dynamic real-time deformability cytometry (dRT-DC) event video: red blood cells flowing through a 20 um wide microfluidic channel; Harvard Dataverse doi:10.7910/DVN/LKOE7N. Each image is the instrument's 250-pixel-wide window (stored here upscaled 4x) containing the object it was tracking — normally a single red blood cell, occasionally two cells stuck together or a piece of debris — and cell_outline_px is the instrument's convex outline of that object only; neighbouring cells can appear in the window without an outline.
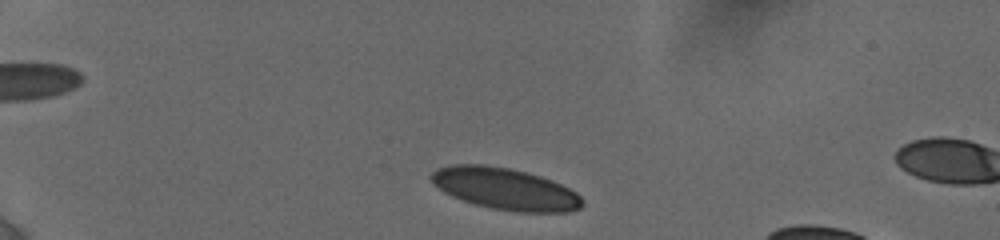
{"species": "human", "species_latin": "Homo sapiens", "temperature_condition": "cold", "stored_images_in_passage": 3, "camera_frame_rate_fps": 3000, "um_per_image_px": 0.085, "donor": {"sex": "female"}, "frame": {"image": 1, "passage_image": 1, "time_ms": 0.0, "image_size_px": [1000, 240], "cell_outline_px": [[584, 204], [580, 208], [568, 212], [516, 212], [492, 208], [476, 204], [452, 196], [444, 192], [432, 184], [428, 180], [428, 176], [436, 168], [452, 164], [488, 164], [528, 172], [552, 180], [576, 192], [584, 200]], "centroid_in_image_um": [42.91, 16.04], "position_along_channel_um": 42.1, "area_um2": 37.05}}